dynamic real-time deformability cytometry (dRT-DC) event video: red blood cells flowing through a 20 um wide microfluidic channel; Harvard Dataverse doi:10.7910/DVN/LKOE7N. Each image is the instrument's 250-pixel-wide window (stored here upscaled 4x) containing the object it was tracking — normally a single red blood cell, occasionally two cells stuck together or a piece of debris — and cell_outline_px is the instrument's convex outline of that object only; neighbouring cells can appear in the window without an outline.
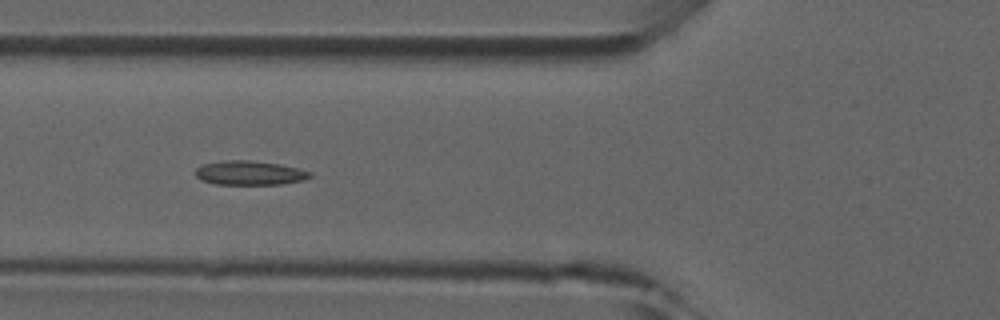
{"species": "common noctule bat (a hibernating species)", "species_latin": "Nyctalus noctula", "temperature_condition": "room temperature", "stored_images_in_passage": 29, "camera_frame_rate_fps": 3000, "um_per_image_px": 0.085, "animal": {"sex": "male", "forearm_length_mm": 52.5}, "frame": {"image": 1, "passage_image": 17, "time_ms": 5.333, "image_size_px": [1000, 320], "cell_outline_px": [[312, 176], [304, 180], [280, 184], [216, 184], [200, 180], [196, 176], [196, 168], [204, 164], [224, 160], [248, 160], [280, 164], [300, 168], [312, 172]], "centroid_in_image_um": [21.24, 14.69], "position_along_channel_um": 104.6, "area_um2": 16.18}}